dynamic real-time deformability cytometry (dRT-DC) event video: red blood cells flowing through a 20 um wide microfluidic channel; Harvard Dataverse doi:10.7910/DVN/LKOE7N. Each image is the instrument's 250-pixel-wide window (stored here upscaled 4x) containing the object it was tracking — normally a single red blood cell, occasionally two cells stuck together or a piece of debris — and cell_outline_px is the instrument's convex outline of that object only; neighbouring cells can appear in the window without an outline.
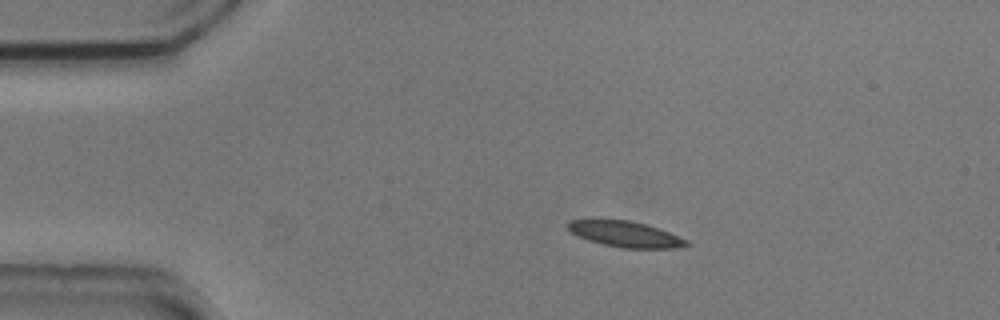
{"species": "common noctule bat (a hibernating species)", "species_latin": "Nyctalus noctula", "temperature_condition": "cold", "stored_images_in_passage": 3, "camera_frame_rate_fps": 3000, "um_per_image_px": 0.085, "animal": {"sex": "male", "body_mass_g": 20.5, "forearm_length_mm": 52.5}, "frame": {"image": 1, "passage_image": 1, "time_ms": 0.0, "image_size_px": [1000, 320], "cell_outline_px": [[692, 244], [676, 248], [624, 248], [604, 244], [588, 240], [576, 236], [568, 228], [568, 220], [628, 220], [644, 224], [668, 232], [688, 240]], "centroid_in_image_um": [53.16, 19.91], "position_along_channel_um": 31.8, "area_um2": 17.51}}